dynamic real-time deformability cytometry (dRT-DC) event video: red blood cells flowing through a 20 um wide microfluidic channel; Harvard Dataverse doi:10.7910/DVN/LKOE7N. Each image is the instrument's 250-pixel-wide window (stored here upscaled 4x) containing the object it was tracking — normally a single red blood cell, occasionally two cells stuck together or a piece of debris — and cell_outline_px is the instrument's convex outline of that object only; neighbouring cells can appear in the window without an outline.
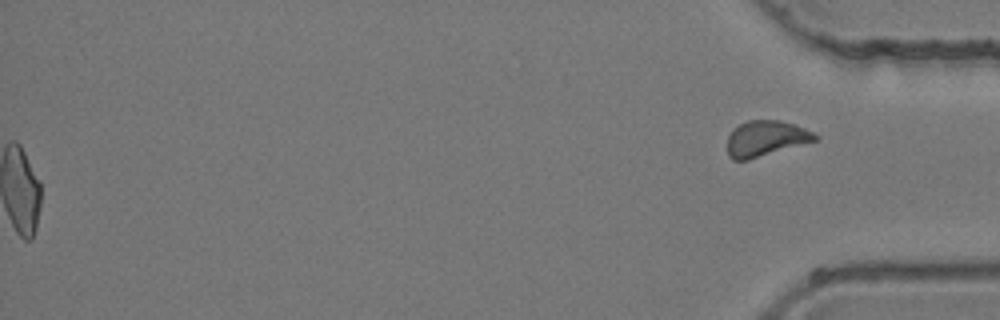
{"species": "common noctule bat (a hibernating species)", "species_latin": "Nyctalus noctula", "temperature_condition": "room temperature", "stored_images_in_passage": 39, "camera_frame_rate_fps": 3000, "um_per_image_px": 0.085, "animal": {"sex": "female", "body_mass_g": 24.6, "forearm_length_mm": 56.2}, "frame": {"image": 1, "passage_image": 39, "time_ms": 12.667, "image_size_px": [1000, 320], "cell_outline_px": [[820, 140], [748, 160], [732, 160], [728, 156], [728, 136], [740, 124], [748, 120], [776, 120], [792, 124], [804, 128], [820, 136]], "centroid_in_image_um": [65.13, 11.79], "position_along_channel_um": 370.1, "area_um2": 18.21}}